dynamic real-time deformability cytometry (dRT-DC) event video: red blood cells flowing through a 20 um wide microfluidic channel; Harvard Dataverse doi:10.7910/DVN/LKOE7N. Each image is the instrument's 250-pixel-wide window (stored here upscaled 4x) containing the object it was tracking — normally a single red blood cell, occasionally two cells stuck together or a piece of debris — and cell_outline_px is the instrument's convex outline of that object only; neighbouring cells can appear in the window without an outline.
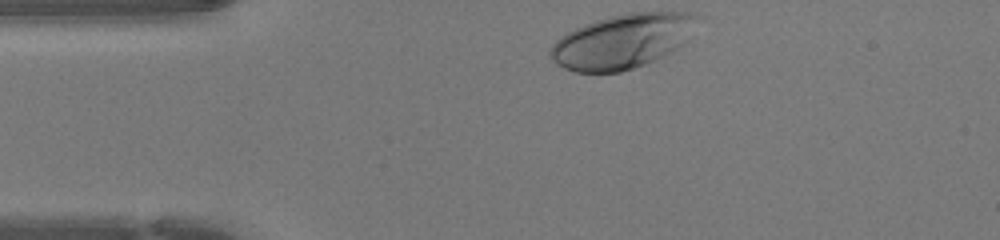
{"species": "human", "species_latin": "Homo sapiens", "temperature_condition": "warm", "stored_images_in_passage": 30, "camera_frame_rate_fps": 3000, "um_per_image_px": 0.085, "donor": {"sex": "female"}, "frame": {"image": 1, "passage_image": 1, "time_ms": 0.0, "image_size_px": [1000, 240], "cell_outline_px": [[704, 16], [688, 40], [684, 44], [664, 56], [644, 64], [620, 72], [576, 72], [564, 68], [556, 64], [548, 56], [548, 52], [552, 44], [560, 36], [584, 24], [608, 16], [624, 12], [696, 12]], "centroid_in_image_um": [52.97, 3.47], "position_along_channel_um": 32.0, "area_um2": 47.34}}
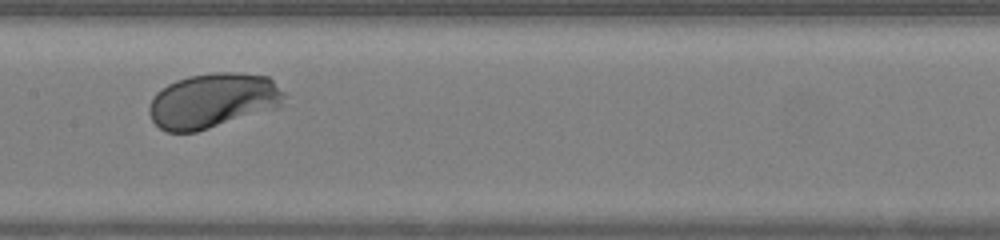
{"frame": {"image": 2, "passage_image": 15, "time_ms": 4.667, "image_size_px": [1000, 240], "cell_outline_px": [[288, 96], [276, 108], [196, 132], [168, 132], [160, 128], [152, 120], [148, 112], [148, 108], [152, 96], [156, 92], [168, 84], [176, 80], [188, 76], [216, 72], [236, 72], [268, 76]], "centroid_in_image_um": [18.08, 8.54], "position_along_channel_um": 189.3, "area_um2": 43.23}}
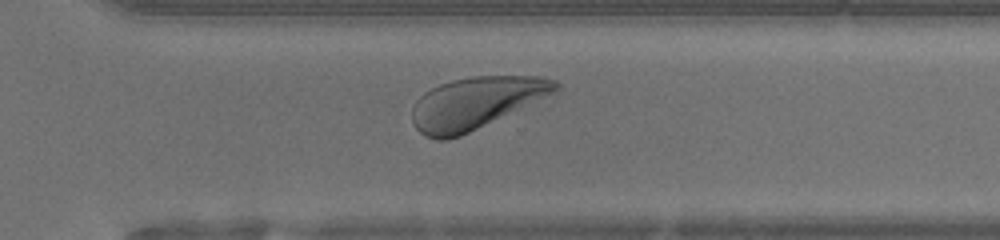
{"frame": {"image": 3, "passage_image": 25, "time_ms": 8.0, "image_size_px": [1000, 240], "cell_outline_px": [[560, 88], [552, 92], [460, 136], [448, 140], [436, 140], [424, 136], [416, 128], [412, 120], [412, 108], [416, 100], [424, 92], [440, 84], [452, 80], [476, 76], [540, 76], [556, 80], [560, 84]], "centroid_in_image_um": [40.35, 8.75], "position_along_channel_um": 330.3, "area_um2": 42.37}, "authors_computed_cell_mechanics": {"area_um2": 42.7431, "velocity_mm_per_s": 4.2362, "shape_relaxation_time_tau1_ms": 1.3995, "shape_relaxation_time_tau2_ms": 2.4356, "deformation_change_tau1": 0.1384, "deformation_change_tau2": 0.0844}}